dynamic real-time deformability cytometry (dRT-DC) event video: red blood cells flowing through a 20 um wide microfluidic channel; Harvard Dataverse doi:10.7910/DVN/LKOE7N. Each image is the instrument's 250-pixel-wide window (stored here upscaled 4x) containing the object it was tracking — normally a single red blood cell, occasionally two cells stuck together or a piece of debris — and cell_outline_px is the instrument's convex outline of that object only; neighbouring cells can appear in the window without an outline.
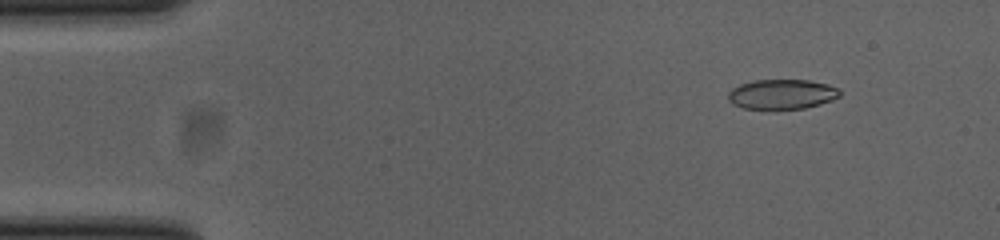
{"species": "common noctule bat (a hibernating species)", "species_latin": "Nyctalus noctula", "temperature_condition": "cold", "stored_images_in_passage": 53, "camera_frame_rate_fps": 3000, "um_per_image_px": 0.085, "animal": {"sex": "female", "body_mass_g": 23.0, "forearm_length_mm": 53.4}, "frame": {"image": 1, "passage_image": 6, "time_ms": 1.667, "image_size_px": [1000, 240], "cell_outline_px": [[840, 96], [832, 100], [820, 104], [804, 108], [776, 112], [744, 108], [732, 104], [728, 100], [728, 92], [732, 88], [740, 84], [752, 80], [808, 80], [828, 84], [836, 88], [840, 92]], "centroid_in_image_um": [66.41, 8.05], "position_along_channel_um": 18.6, "area_um2": 20.11}}
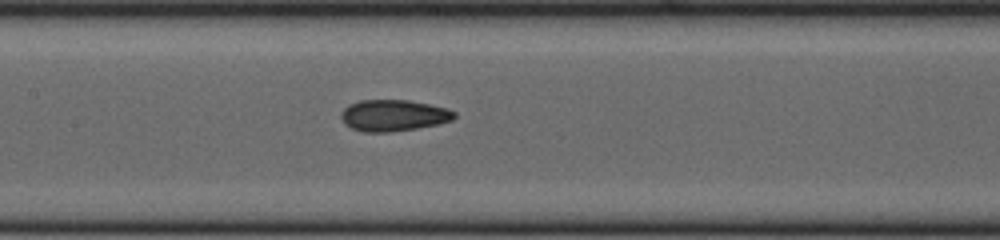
{"frame": {"image": 2, "passage_image": 25, "time_ms": 8.0, "image_size_px": [1000, 240], "cell_outline_px": [[456, 116], [452, 120], [436, 124], [416, 128], [388, 132], [364, 132], [352, 128], [340, 116], [344, 108], [348, 104], [360, 100], [408, 100], [448, 108], [456, 112]], "centroid_in_image_um": [33.46, 9.8], "position_along_channel_um": 173.9, "area_um2": 20.52}}
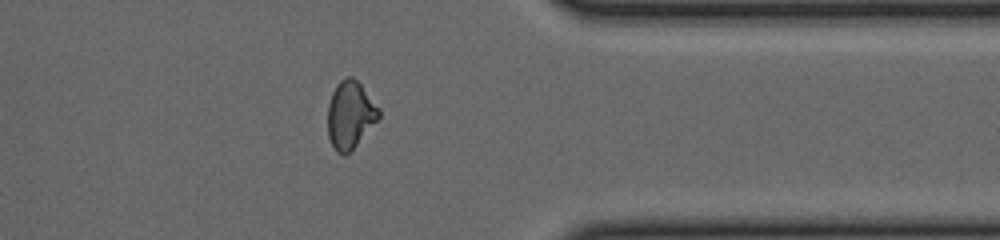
{"frame": {"image": 3, "passage_image": 42, "time_ms": 13.667, "image_size_px": [1000, 240], "cell_outline_px": [[380, 116], [356, 144], [344, 156], [336, 152], [328, 136], [328, 104], [332, 92], [336, 84], [344, 76], [352, 76], [360, 84], [380, 108]], "centroid_in_image_um": [29.74, 9.72], "position_along_channel_um": 381.7, "area_um2": 19.88}, "authors_computed_cell_mechanics": {"area_um2": 20.1144, "velocity_mm_per_s": 3.8803, "shape_relaxation_time_tau1_ms": 10.8176, "shape_relaxation_time_tau2_ms": 1.0665, "deformation_change_tau1": 0.2168, "deformation_change_tau2": 0.0566}}